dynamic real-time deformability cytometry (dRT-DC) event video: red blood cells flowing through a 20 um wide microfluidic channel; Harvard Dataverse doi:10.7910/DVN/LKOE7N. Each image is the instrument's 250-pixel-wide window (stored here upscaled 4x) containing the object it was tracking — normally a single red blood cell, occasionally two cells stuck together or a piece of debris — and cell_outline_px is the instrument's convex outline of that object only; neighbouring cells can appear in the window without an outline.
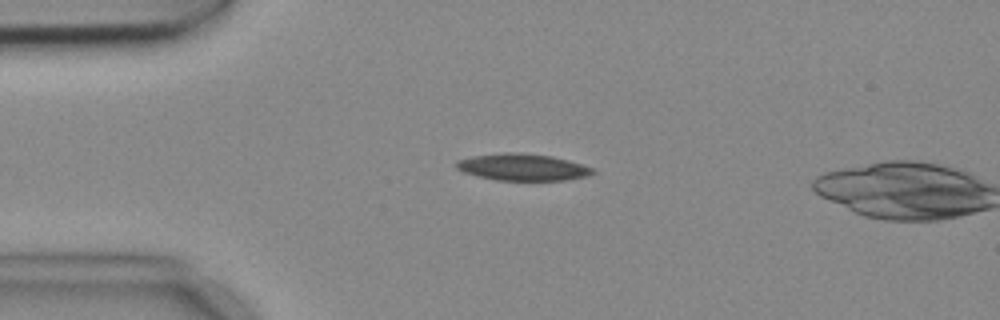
{"species": "common noctule bat (a hibernating species)", "species_latin": "Nyctalus noctula", "temperature_condition": "cold", "stored_images_in_passage": 5, "camera_frame_rate_fps": 3000, "um_per_image_px": 0.085, "animal": {"sex": "female", "body_mass_g": 18.4}, "frame": {"image": 1, "passage_image": 4, "time_ms": 1.0, "image_size_px": [1000, 320], "cell_outline_px": [[592, 172], [584, 176], [564, 180], [496, 180], [464, 172], [456, 168], [456, 160], [476, 156], [504, 152], [516, 152], [548, 156], [580, 164], [592, 168]], "centroid_in_image_um": [44.34, 14.21], "position_along_channel_um": 40.7, "area_um2": 20.58}}